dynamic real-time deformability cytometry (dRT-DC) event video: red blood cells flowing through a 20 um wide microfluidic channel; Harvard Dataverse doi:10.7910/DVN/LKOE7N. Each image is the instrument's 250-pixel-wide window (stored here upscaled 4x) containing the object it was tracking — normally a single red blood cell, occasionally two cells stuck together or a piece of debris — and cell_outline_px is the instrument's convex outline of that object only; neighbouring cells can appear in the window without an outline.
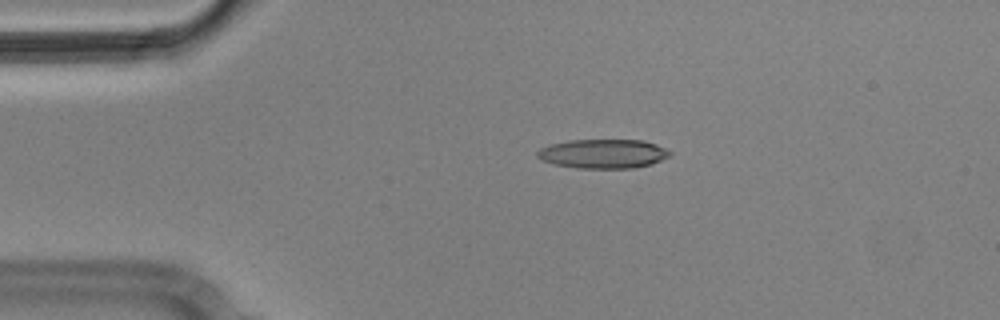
{"species": "Egyptian fruit bat (a non-hibernating species)", "species_latin": "Rousettus aegyptiacus", "temperature_condition": "cold", "stored_images_in_passage": 2, "camera_frame_rate_fps": 3000, "um_per_image_px": 0.085, "animal": {"sex": "male"}, "frame": {"image": 1, "passage_image": 1, "time_ms": 0.0, "image_size_px": [1000, 320], "cell_outline_px": [[672, 156], [652, 164], [632, 168], [576, 168], [552, 164], [540, 160], [536, 156], [536, 152], [540, 148], [548, 144], [568, 140], [644, 140], [656, 144], [672, 152]], "centroid_in_image_um": [51.24, 13.07], "position_along_channel_um": 33.8, "area_um2": 22.89}}